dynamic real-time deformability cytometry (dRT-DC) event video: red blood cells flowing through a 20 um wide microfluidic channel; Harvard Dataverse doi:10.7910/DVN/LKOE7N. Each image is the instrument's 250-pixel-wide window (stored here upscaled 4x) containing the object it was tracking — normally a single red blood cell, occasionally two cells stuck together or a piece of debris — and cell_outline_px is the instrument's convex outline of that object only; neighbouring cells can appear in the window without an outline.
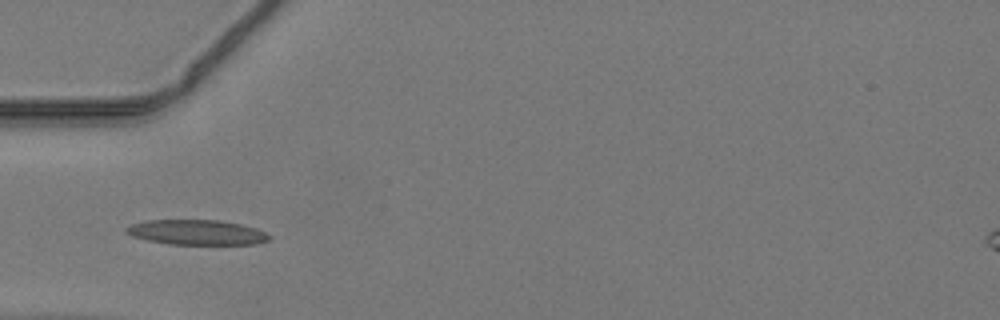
{"species": "common noctule bat (a hibernating species)", "species_latin": "Nyctalus noctula", "temperature_condition": "warm", "stored_images_in_passage": 33, "camera_frame_rate_fps": 3000, "um_per_image_px": 0.085, "animal": {"sex": "male", "body_mass_g": 19.2, "forearm_length_mm": 51.8}, "frame": {"image": 1, "passage_image": 1, "time_ms": 0.0, "image_size_px": [1000, 320], "cell_outline_px": [[272, 236], [268, 240], [256, 244], [168, 244], [148, 240], [132, 236], [124, 232], [124, 228], [132, 224], [148, 220], [220, 220], [240, 224], [256, 228]], "centroid_in_image_um": [16.71, 19.75], "position_along_channel_um": 68.3, "area_um2": 20.81}}
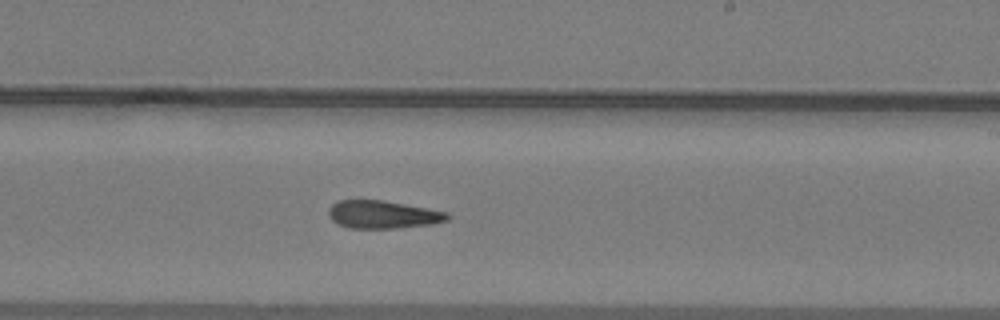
{"frame": {"image": 2, "passage_image": 14, "time_ms": 4.333, "image_size_px": [1000, 320], "cell_outline_px": [[448, 220], [432, 224], [396, 228], [348, 228], [336, 224], [328, 216], [328, 208], [336, 200], [384, 200], [448, 212]], "centroid_in_image_um": [32.49, 18.23], "position_along_channel_um": 256.5, "area_um2": 19.42}}
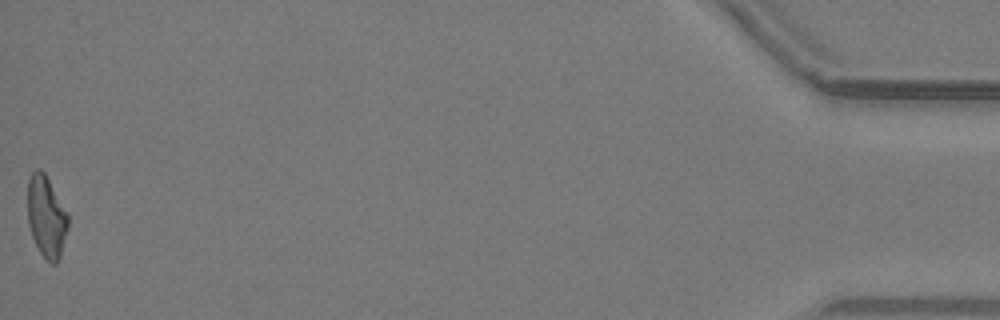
{"frame": {"image": 3, "passage_image": 33, "time_ms": 10.667, "image_size_px": [1000, 320], "cell_outline_px": [[68, 228], [60, 256], [56, 264], [52, 264], [40, 252], [32, 236], [28, 224], [28, 180], [32, 172], [36, 168], [40, 168], [44, 172], [68, 212]], "centroid_in_image_um": [3.95, 18.39], "position_along_channel_um": 431.3, "area_um2": 19.19}}